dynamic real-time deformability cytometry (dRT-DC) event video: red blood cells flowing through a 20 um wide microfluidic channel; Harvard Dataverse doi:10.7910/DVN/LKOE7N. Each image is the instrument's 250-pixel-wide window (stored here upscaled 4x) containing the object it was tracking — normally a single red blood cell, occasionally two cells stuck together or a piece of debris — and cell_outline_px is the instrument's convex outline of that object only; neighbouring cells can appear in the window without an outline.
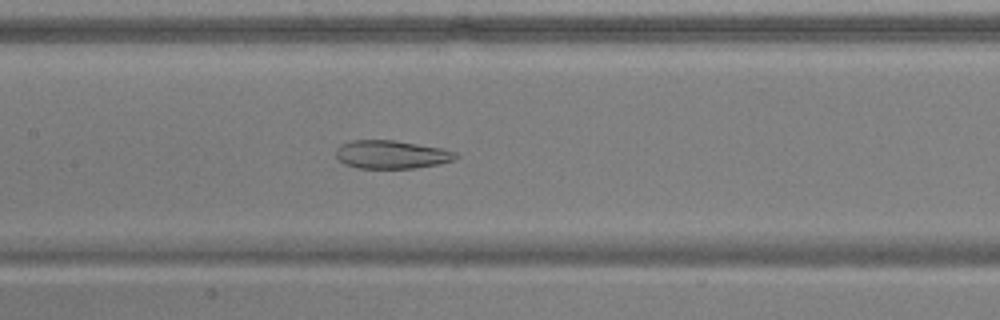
{"species": "common noctule bat (a hibernating species)", "species_latin": "Nyctalus noctula", "temperature_condition": "warm", "stored_images_in_passage": 52, "camera_frame_rate_fps": 3000, "um_per_image_px": 0.085, "animal": {"sex": "male", "body_mass_g": 17.9, "forearm_length_mm": 54.2}, "frame": {"image": 1, "passage_image": 25, "time_ms": 8.0, "image_size_px": [1000, 320], "cell_outline_px": [[460, 156], [456, 160], [436, 164], [412, 168], [356, 168], [344, 164], [336, 156], [336, 148], [340, 144], [352, 140], [396, 140], [440, 148], [456, 152]], "centroid_in_image_um": [33.26, 13.13], "position_along_channel_um": 174.1, "area_um2": 19.77}}
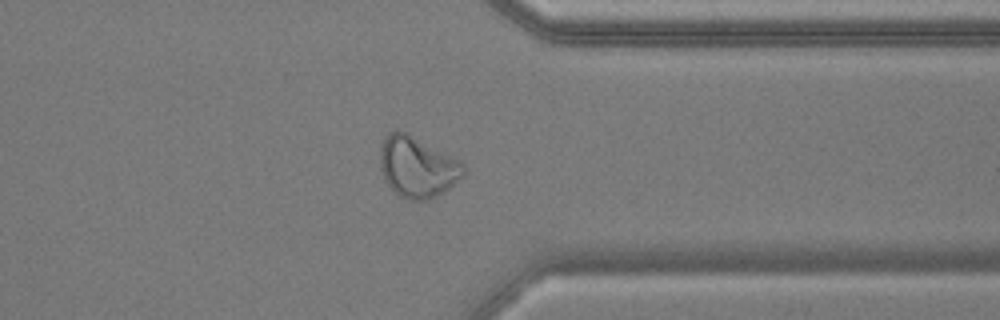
{"frame": {"image": 2, "passage_image": 41, "time_ms": 13.333, "image_size_px": [1000, 320], "cell_outline_px": [[464, 176], [444, 192], [428, 200], [408, 200], [400, 196], [384, 180], [380, 168], [380, 144], [384, 136], [388, 132], [396, 128], [408, 132], [460, 160], [464, 164]], "centroid_in_image_um": [35.45, 14.15], "position_along_channel_um": 375.9, "area_um2": 30.11}}
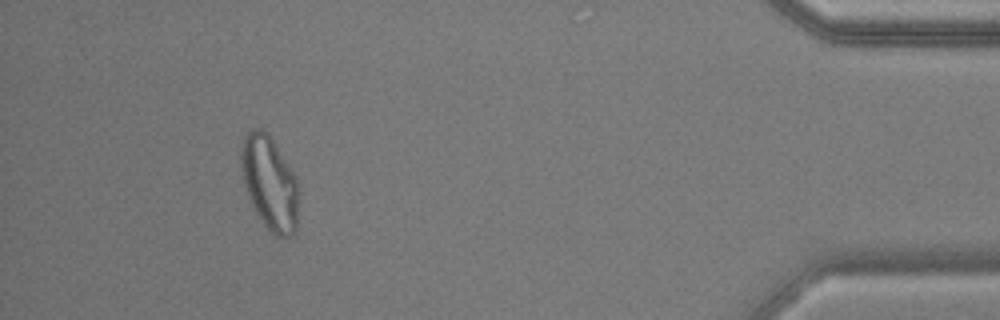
{"frame": {"image": 3, "passage_image": 48, "time_ms": 15.667, "image_size_px": [1000, 320], "cell_outline_px": [[300, 192], [296, 232], [292, 236], [276, 236], [264, 224], [256, 212], [248, 196], [244, 184], [240, 164], [240, 148], [244, 136], [252, 128], [260, 128], [272, 140], [296, 176], [300, 184]], "centroid_in_image_um": [22.94, 15.57], "position_along_channel_um": 412.3, "area_um2": 31.67}, "authors_computed_cell_mechanics": {"area_um2": 29.767, "velocity_mm_per_s": 3.8542, "shape_relaxation_time_tau1_ms": null, "shape_relaxation_time_tau2_ms": 2.1455, "deformation_change_tau1": null, "deformation_change_tau2": 0.1024}}